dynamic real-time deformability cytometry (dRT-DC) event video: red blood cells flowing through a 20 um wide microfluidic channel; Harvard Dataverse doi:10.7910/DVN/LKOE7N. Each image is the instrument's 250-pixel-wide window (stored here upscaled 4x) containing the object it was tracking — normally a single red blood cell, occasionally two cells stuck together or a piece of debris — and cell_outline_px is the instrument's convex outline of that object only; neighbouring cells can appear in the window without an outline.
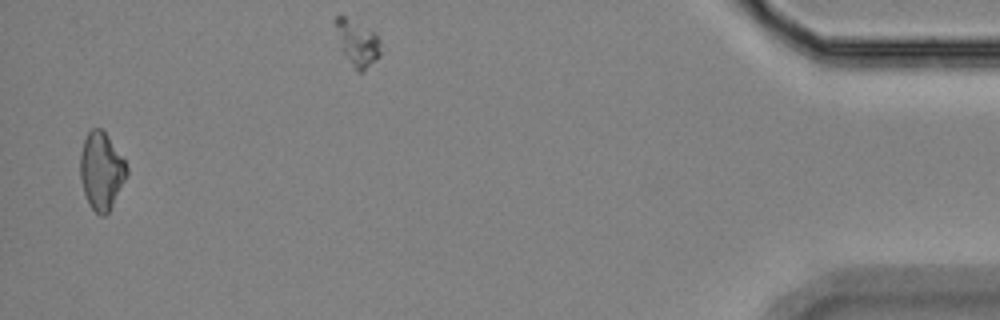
{"species": "Egyptian fruit bat (a non-hibernating species)", "species_latin": "Rousettus aegyptiacus", "temperature_condition": "room temperature", "stored_images_in_passage": 13, "segment_of_instrument_passage": [3, 4], "camera_frame_rate_fps": 3000, "um_per_image_px": 0.085, "animal": {"sex": "female"}, "frame": {"image": 1, "passage_image": 12, "time_ms": 14.333, "image_size_px": [1000, 320], "cell_outline_px": [[128, 172], [108, 212], [104, 216], [100, 216], [88, 204], [80, 180], [80, 152], [84, 140], [88, 132], [92, 128], [100, 128], [104, 132], [124, 160], [128, 168]], "centroid_in_image_um": [8.58, 14.53], "position_along_channel_um": 426.6, "area_um2": 20.58}}